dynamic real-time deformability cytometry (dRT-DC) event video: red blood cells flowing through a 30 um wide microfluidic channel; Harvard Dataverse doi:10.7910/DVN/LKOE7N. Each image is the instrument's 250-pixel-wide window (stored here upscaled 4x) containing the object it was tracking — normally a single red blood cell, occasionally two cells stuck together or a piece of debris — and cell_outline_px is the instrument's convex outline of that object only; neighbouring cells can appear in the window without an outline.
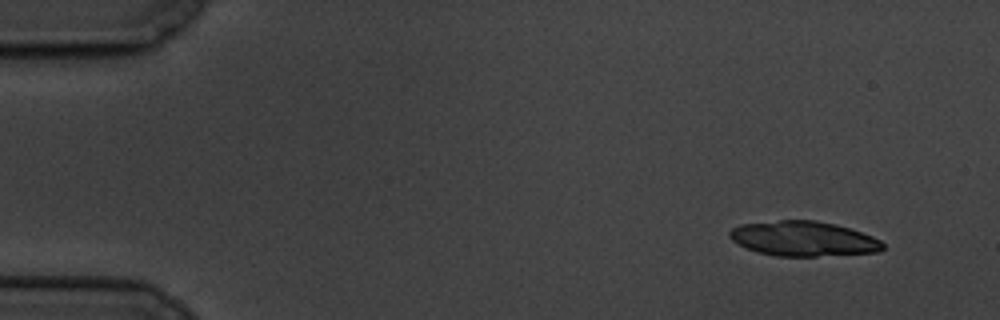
{"species": "common noctule bat (a hibernating species)", "species_latin": "Nyctalus noctula", "temperature_condition": "cold", "stored_images_in_passage": 5, "camera_frame_rate_fps": 3000, "um_per_image_px": 0.085, "animal": {"sex": "male", "body_mass_g": 19.5, "forearm_length_mm": 54.6}, "frame": {"image": 1, "passage_image": 1, "time_ms": 0.0, "image_size_px": [1000, 320], "cell_outline_px": [[884, 248], [880, 252], [816, 256], [776, 256], [756, 252], [732, 240], [728, 236], [728, 232], [732, 228], [740, 224], [780, 220], [816, 220], [836, 224], [872, 236], [880, 240], [884, 244]], "centroid_in_image_um": [68.28, 20.29], "position_along_channel_um": 16.7, "area_um2": 31.15}}